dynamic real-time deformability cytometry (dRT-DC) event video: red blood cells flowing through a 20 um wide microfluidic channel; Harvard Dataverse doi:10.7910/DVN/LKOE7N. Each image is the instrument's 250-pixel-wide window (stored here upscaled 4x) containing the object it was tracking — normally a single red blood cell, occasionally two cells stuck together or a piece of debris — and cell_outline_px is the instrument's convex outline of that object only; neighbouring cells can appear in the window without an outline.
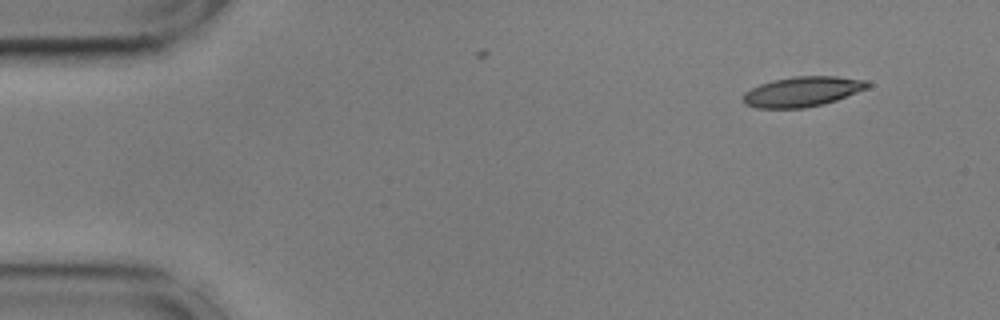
{"species": "common noctule bat (a hibernating species)", "species_latin": "Nyctalus noctula", "temperature_condition": "cold", "stored_images_in_passage": 4, "camera_frame_rate_fps": 3000, "um_per_image_px": 0.085, "animal": {"sex": "male", "body_mass_g": 17.9, "forearm_length_mm": 54.2}, "frame": {"image": 1, "passage_image": 1, "time_ms": 0.0, "image_size_px": [1000, 320], "cell_outline_px": [[872, 84], [868, 88], [836, 100], [824, 104], [804, 108], [756, 108], [744, 104], [740, 96], [744, 92], [760, 84], [772, 80], [796, 76], [836, 76], [868, 80]], "centroid_in_image_um": [68.19, 7.78], "position_along_channel_um": 16.8, "area_um2": 22.02}}